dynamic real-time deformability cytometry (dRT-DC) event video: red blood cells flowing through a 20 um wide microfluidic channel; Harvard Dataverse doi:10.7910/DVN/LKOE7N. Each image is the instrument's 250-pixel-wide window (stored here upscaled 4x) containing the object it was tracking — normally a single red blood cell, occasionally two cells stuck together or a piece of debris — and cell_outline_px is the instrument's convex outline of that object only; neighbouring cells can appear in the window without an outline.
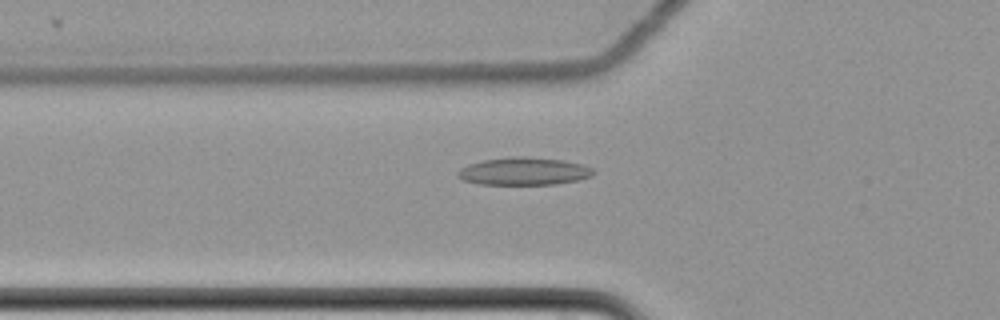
{"species": "common noctule bat (a hibernating species)", "species_latin": "Nyctalus noctula", "temperature_condition": "cold", "stored_images_in_passage": 38, "camera_frame_rate_fps": 3000, "um_per_image_px": 0.085, "animal": {"sex": "female", "body_mass_g": 22.7, "forearm_length_mm": 54.2}, "frame": {"image": 1, "passage_image": 2, "time_ms": 0.333, "image_size_px": [1000, 320], "cell_outline_px": [[596, 172], [592, 176], [580, 180], [556, 184], [480, 184], [464, 180], [456, 176], [456, 172], [460, 168], [468, 164], [484, 160], [512, 156], [524, 156], [564, 160], [584, 164], [592, 168]], "centroid_in_image_um": [44.56, 14.55], "position_along_channel_um": 81.2, "area_um2": 22.08}}
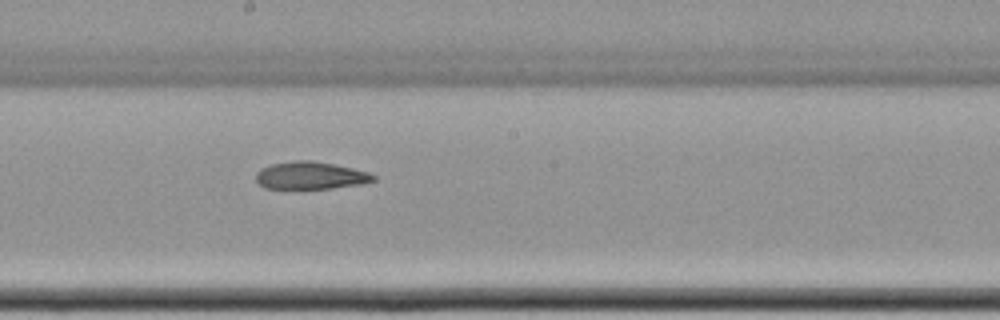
{"frame": {"image": 2, "passage_image": 14, "time_ms": 4.333, "image_size_px": [1000, 320], "cell_outline_px": [[376, 180], [364, 184], [332, 188], [264, 188], [256, 180], [256, 172], [260, 168], [272, 164], [296, 160], [312, 160], [352, 168], [368, 172], [376, 176]], "centroid_in_image_um": [26.41, 14.91], "position_along_channel_um": 221.8, "area_um2": 18.79}}
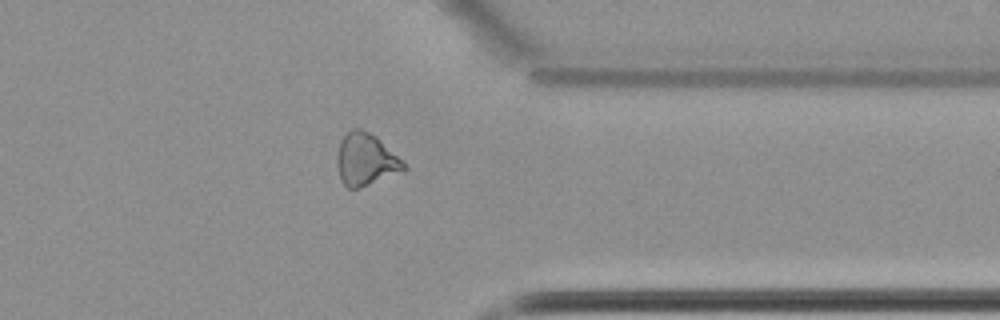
{"frame": {"image": 3, "passage_image": 28, "time_ms": 9.0, "image_size_px": [1000, 320], "cell_outline_px": [[408, 168], [404, 172], [356, 188], [348, 188], [340, 180], [336, 160], [336, 156], [340, 140], [352, 128], [360, 128], [376, 136]], "centroid_in_image_um": [31.06, 13.56], "position_along_channel_um": 380.3, "area_um2": 20.06}}